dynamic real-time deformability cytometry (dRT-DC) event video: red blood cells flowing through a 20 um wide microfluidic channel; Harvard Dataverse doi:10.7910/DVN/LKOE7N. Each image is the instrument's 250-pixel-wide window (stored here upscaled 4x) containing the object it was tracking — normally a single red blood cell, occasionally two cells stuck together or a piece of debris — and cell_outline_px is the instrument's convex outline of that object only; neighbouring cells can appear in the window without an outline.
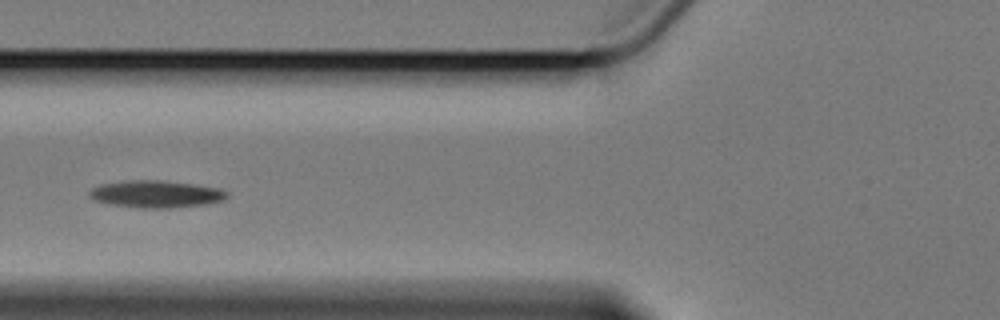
{"species": "Egyptian fruit bat (a non-hibernating species)", "species_latin": "Rousettus aegyptiacus", "temperature_condition": "cold", "stored_images_in_passage": 2, "camera_frame_rate_fps": 3000, "um_per_image_px": 0.085, "animal": {"sex": "female"}, "frame": {"image": 1, "passage_image": 2, "time_ms": 1.333, "image_size_px": [1000, 320], "cell_outline_px": [[228, 196], [224, 200], [204, 204], [172, 208], [136, 208], [108, 204], [96, 200], [88, 196], [88, 192], [92, 188], [100, 184], [124, 180], [164, 180], [220, 188], [228, 192]], "centroid_in_image_um": [13.23, 16.49], "position_along_channel_um": 112.6, "area_um2": 22.02}}